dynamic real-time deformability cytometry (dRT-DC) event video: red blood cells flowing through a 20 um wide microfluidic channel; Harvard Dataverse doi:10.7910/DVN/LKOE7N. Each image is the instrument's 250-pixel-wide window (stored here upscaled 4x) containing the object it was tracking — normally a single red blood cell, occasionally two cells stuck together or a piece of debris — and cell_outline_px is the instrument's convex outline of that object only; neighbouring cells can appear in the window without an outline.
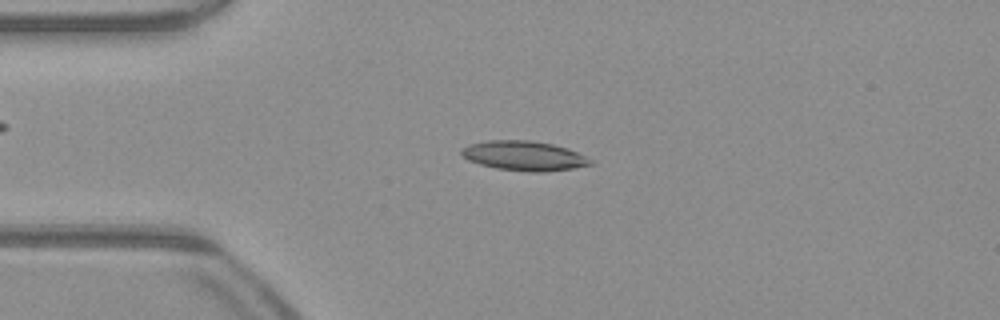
{"species": "common noctule bat (a hibernating species)", "species_latin": "Nyctalus noctula", "temperature_condition": "warm", "stored_images_in_passage": 50, "camera_frame_rate_fps": 3000, "um_per_image_px": 0.085, "animal": {"sex": "male", "body_mass_g": 23.1, "forearm_length_mm": 52.7}, "frame": {"image": 1, "passage_image": 11, "time_ms": 3.333, "image_size_px": [1000, 320], "cell_outline_px": [[596, 164], [572, 168], [544, 172], [528, 172], [496, 168], [480, 164], [468, 160], [460, 152], [460, 148], [468, 144], [488, 140], [532, 140], [552, 144], [568, 148], [592, 160]], "centroid_in_image_um": [44.53, 13.24], "position_along_channel_um": 40.5, "area_um2": 22.37}}
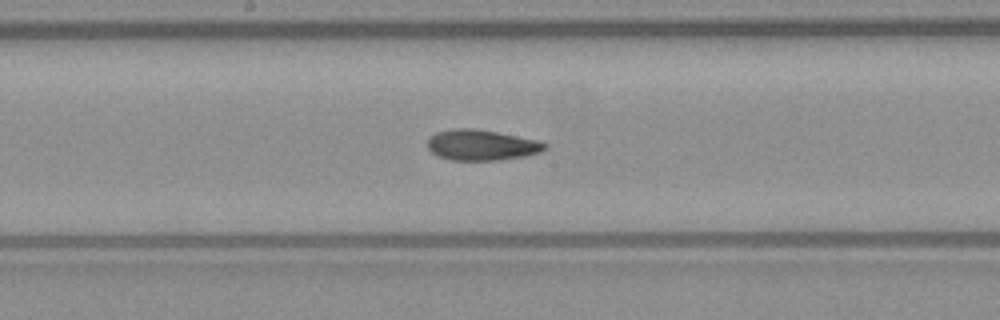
{"frame": {"image": 2, "passage_image": 25, "time_ms": 8.0, "image_size_px": [1000, 320], "cell_outline_px": [[548, 148], [540, 152], [524, 156], [496, 160], [452, 160], [436, 156], [428, 148], [428, 136], [436, 132], [452, 128], [472, 128], [496, 132], [536, 140], [548, 144]], "centroid_in_image_um": [40.89, 12.32], "position_along_channel_um": 207.3, "area_um2": 20.92}}
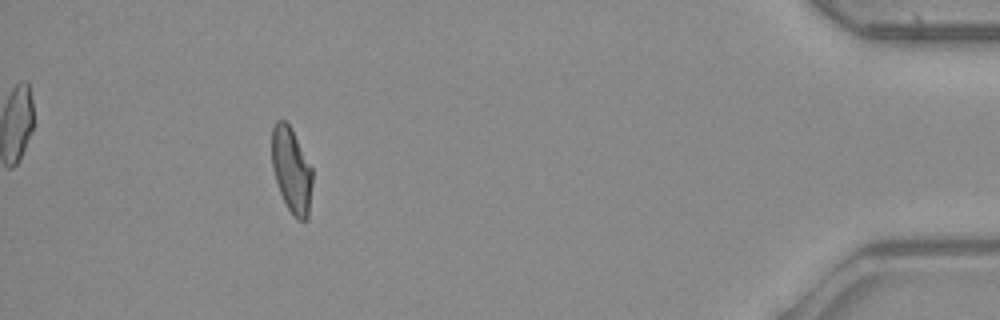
{"frame": {"image": 3, "passage_image": 45, "time_ms": 14.667, "image_size_px": [1000, 320], "cell_outline_px": [[312, 184], [308, 220], [296, 220], [288, 208], [280, 192], [272, 168], [272, 128], [276, 120], [284, 120], [292, 128], [312, 168]], "centroid_in_image_um": [24.78, 14.46], "position_along_channel_um": 410.4, "area_um2": 20.17}, "authors_computed_cell_mechanics": {"area_um2": 20.9525, "velocity_mm_per_s": 4.0498, "shape_relaxation_time_tau1_ms": null, "shape_relaxation_time_tau2_ms": 2.1618, "deformation_change_tau1": null, "deformation_change_tau2": 0.0909}}